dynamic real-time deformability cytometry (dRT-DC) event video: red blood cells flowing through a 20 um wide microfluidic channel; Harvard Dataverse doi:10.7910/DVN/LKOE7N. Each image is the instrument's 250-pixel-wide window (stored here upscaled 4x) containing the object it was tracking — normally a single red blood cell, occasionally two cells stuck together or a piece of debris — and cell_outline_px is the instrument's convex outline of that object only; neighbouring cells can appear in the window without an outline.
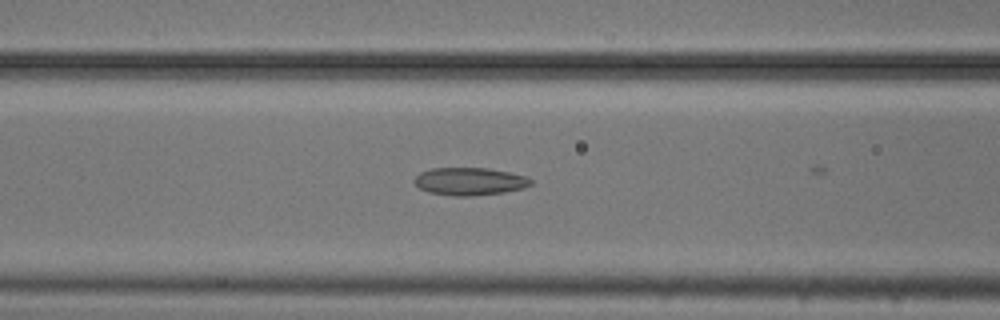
{"species": "common noctule bat (a hibernating species)", "species_latin": "Nyctalus noctula", "temperature_condition": "cold", "stored_images_in_passage": 26, "camera_frame_rate_fps": 3000, "um_per_image_px": 0.085, "animal": {"sex": "male", "body_mass_g": 20.5, "forearm_length_mm": 52.5}, "frame": {"image": 1, "passage_image": 22, "time_ms": 7.0, "image_size_px": [1000, 320], "cell_outline_px": [[532, 184], [524, 188], [504, 192], [472, 196], [452, 196], [428, 192], [420, 188], [412, 180], [420, 172], [432, 168], [488, 168], [508, 172], [524, 176], [532, 180]], "centroid_in_image_um": [39.9, 15.42], "position_along_channel_um": 126.7, "area_um2": 18.79}}
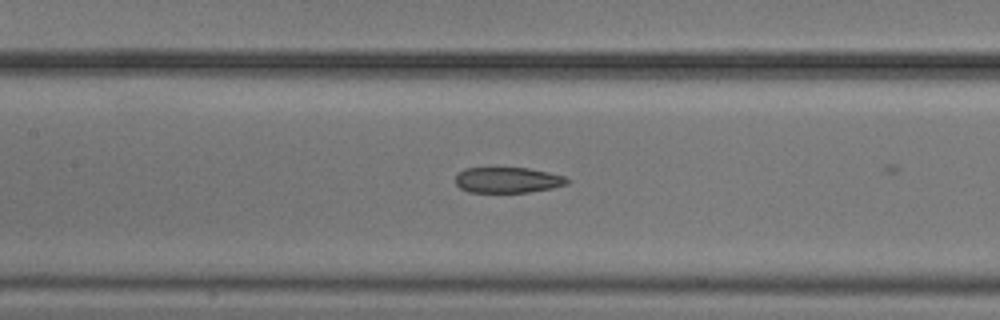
{"frame": {"image": 2, "passage_image": 25, "time_ms": 8.0, "image_size_px": [1000, 320], "cell_outline_px": [[568, 184], [552, 188], [528, 192], [468, 192], [460, 188], [456, 184], [456, 176], [464, 168], [528, 168], [548, 172], [564, 176], [568, 180]], "centroid_in_image_um": [43.15, 15.3], "position_along_channel_um": 164.3, "area_um2": 16.59}}